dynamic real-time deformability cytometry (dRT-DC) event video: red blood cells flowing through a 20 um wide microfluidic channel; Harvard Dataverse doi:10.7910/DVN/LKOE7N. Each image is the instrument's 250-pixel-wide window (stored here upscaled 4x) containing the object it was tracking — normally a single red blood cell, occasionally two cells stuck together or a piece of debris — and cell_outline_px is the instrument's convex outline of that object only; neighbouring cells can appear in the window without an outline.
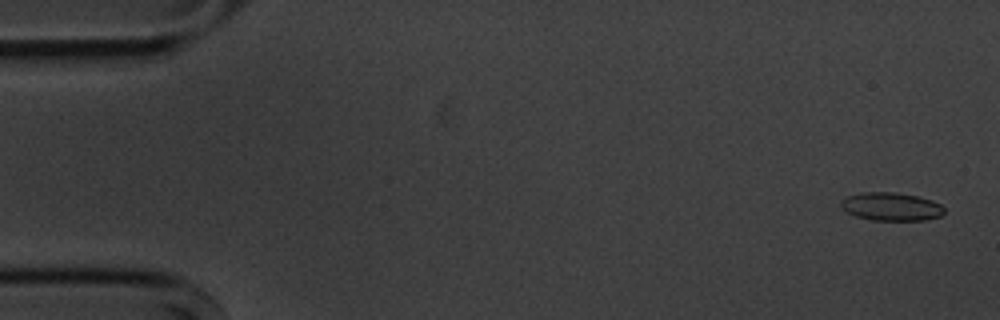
{"species": "common noctule bat (a hibernating species)", "species_latin": "Nyctalus noctula", "temperature_condition": "cold", "stored_images_in_passage": 5, "camera_frame_rate_fps": 3000, "um_per_image_px": 0.085, "animal": {"sex": "male", "body_mass_g": 20.1, "forearm_length_mm": 53.5}, "frame": {"image": 1, "passage_image": 1, "time_ms": 0.0, "image_size_px": [1000, 320], "cell_outline_px": [[944, 212], [940, 216], [924, 220], [872, 220], [856, 216], [840, 208], [840, 200], [848, 196], [860, 192], [892, 192], [916, 196], [932, 200], [940, 204], [944, 208]], "centroid_in_image_um": [75.72, 17.56], "position_along_channel_um": 9.3, "area_um2": 16.94}}
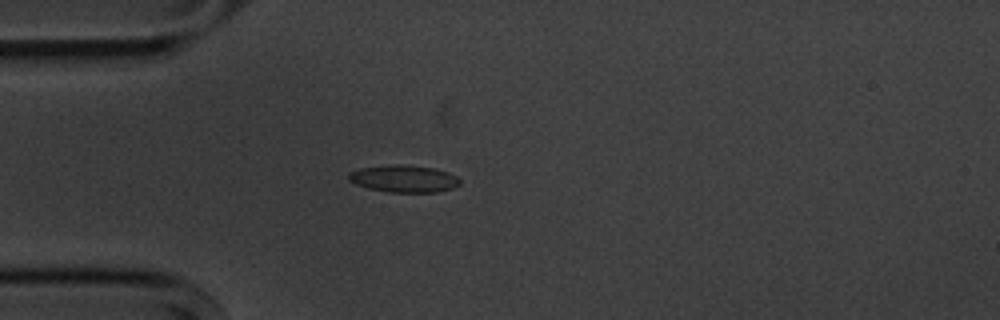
{"frame": {"image": 2, "passage_image": 4, "time_ms": 4.333, "image_size_px": [1000, 320], "cell_outline_px": [[460, 184], [452, 188], [436, 192], [388, 192], [368, 188], [356, 184], [348, 180], [348, 172], [360, 168], [392, 164], [404, 164], [432, 168], [448, 172], [456, 176], [460, 180]], "centroid_in_image_um": [34.3, 15.18], "position_along_channel_um": 50.7, "area_um2": 17.63}}